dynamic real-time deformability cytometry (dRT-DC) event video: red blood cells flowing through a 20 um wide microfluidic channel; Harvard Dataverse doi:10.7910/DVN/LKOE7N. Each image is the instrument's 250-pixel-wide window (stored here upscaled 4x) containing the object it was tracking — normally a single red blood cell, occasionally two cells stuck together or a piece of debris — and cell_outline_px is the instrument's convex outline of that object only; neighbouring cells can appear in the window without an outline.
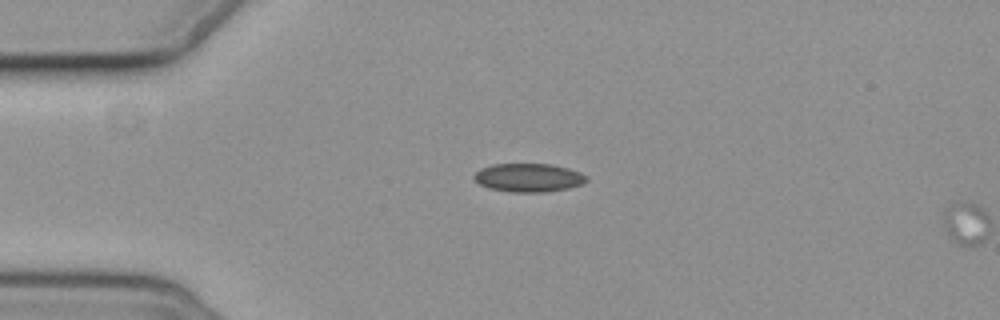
{"species": "common noctule bat (a hibernating species)", "species_latin": "Nyctalus noctula", "temperature_condition": "cold", "stored_images_in_passage": 4, "segment_of_instrument_passage": [1, 2], "camera_frame_rate_fps": 3000, "um_per_image_px": 0.085, "animal": {"sex": "female", "body_mass_g": 19.3, "forearm_length_mm": 54.1}, "frame": {"image": 1, "passage_image": 3, "time_ms": 2.333, "image_size_px": [1000, 320], "cell_outline_px": [[588, 180], [584, 184], [568, 188], [544, 192], [512, 192], [488, 188], [480, 184], [472, 176], [480, 168], [492, 164], [552, 164], [568, 168], [580, 172], [588, 176]], "centroid_in_image_um": [44.95, 15.1], "position_along_channel_um": 40.1, "area_um2": 18.79}}